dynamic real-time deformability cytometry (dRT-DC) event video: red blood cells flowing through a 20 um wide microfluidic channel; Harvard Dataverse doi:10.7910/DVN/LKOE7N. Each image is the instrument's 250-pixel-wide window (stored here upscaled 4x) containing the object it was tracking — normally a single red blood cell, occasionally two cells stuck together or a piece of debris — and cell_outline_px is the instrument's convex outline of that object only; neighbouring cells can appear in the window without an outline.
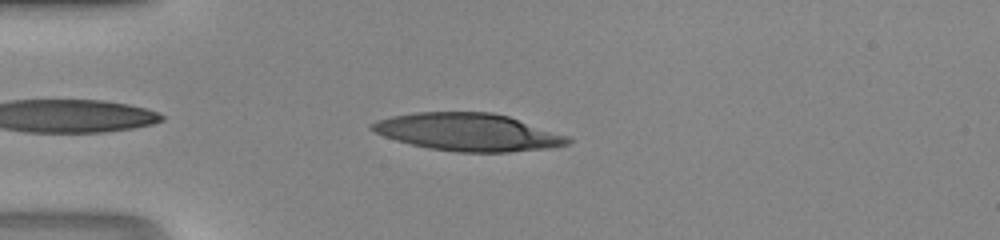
{"species": "human", "species_latin": "Homo sapiens", "temperature_condition": "room temperature", "stored_images_in_passage": 34, "camera_frame_rate_fps": 3000, "um_per_image_px": 0.085, "donor": {"sex": "male"}, "frame": {"image": 1, "passage_image": 3, "time_ms": 0.667, "image_size_px": [1000, 240], "cell_outline_px": [[572, 140], [568, 144], [548, 148], [508, 152], [456, 152], [428, 148], [396, 140], [384, 136], [368, 128], [368, 124], [376, 120], [392, 116], [416, 112], [492, 112], [508, 116], [568, 136]], "centroid_in_image_um": [39.75, 11.23], "position_along_channel_um": 45.2, "area_um2": 42.77}}
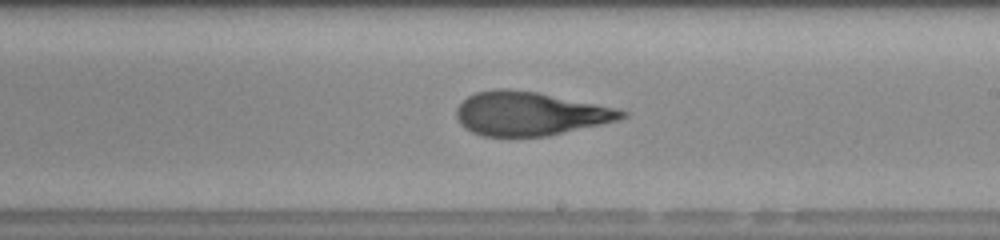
{"frame": {"image": 2, "passage_image": 18, "time_ms": 5.667, "image_size_px": [1000, 240], "cell_outline_px": [[628, 116], [620, 120], [548, 136], [484, 136], [472, 132], [464, 128], [460, 124], [456, 116], [456, 108], [468, 96], [476, 92], [500, 88], [504, 88], [536, 92], [616, 108], [628, 112]], "centroid_in_image_um": [45.04, 9.67], "position_along_channel_um": 244.0, "area_um2": 41.96}}
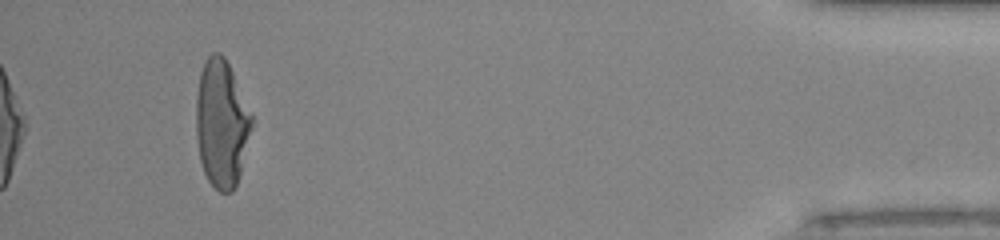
{"frame": {"image": 3, "passage_image": 34, "time_ms": 11.0, "image_size_px": [1000, 240], "cell_outline_px": [[252, 128], [240, 172], [236, 184], [232, 192], [220, 192], [208, 180], [204, 172], [200, 160], [196, 136], [196, 96], [200, 72], [208, 56], [212, 52], [220, 52], [224, 56], [252, 112]], "centroid_in_image_um": [18.83, 10.48], "position_along_channel_um": 416.4, "area_um2": 41.27}}